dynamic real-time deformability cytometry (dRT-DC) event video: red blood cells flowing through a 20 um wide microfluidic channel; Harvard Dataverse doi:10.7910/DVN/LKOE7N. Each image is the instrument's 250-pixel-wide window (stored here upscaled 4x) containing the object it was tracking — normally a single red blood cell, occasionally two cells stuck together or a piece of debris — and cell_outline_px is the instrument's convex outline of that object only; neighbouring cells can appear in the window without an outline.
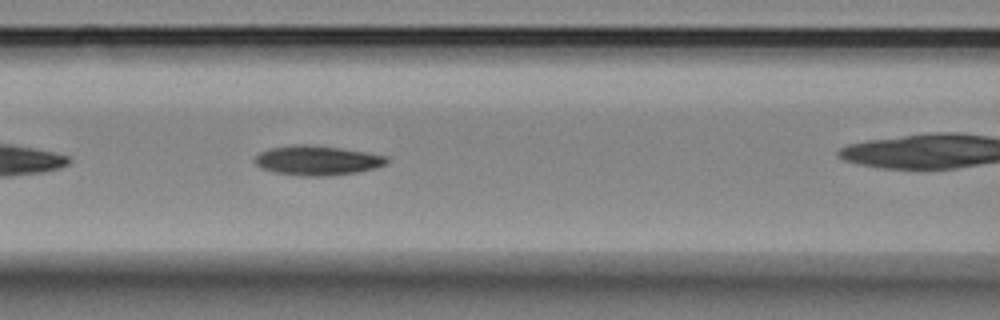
{"species": "Egyptian fruit bat (a non-hibernating species)", "species_latin": "Rousettus aegyptiacus", "temperature_condition": "room temperature", "stored_images_in_passage": 15, "camera_frame_rate_fps": 3000, "um_per_image_px": 0.085, "animal": {"sex": "female"}, "frame": {"image": 1, "passage_image": 9, "time_ms": 2.667, "image_size_px": [1000, 320], "cell_outline_px": [[388, 164], [376, 168], [356, 172], [332, 176], [300, 176], [272, 172], [260, 168], [252, 160], [260, 152], [268, 148], [292, 144], [308, 144], [340, 148], [388, 156]], "centroid_in_image_um": [26.93, 13.64], "position_along_channel_um": 139.7, "area_um2": 23.12}}